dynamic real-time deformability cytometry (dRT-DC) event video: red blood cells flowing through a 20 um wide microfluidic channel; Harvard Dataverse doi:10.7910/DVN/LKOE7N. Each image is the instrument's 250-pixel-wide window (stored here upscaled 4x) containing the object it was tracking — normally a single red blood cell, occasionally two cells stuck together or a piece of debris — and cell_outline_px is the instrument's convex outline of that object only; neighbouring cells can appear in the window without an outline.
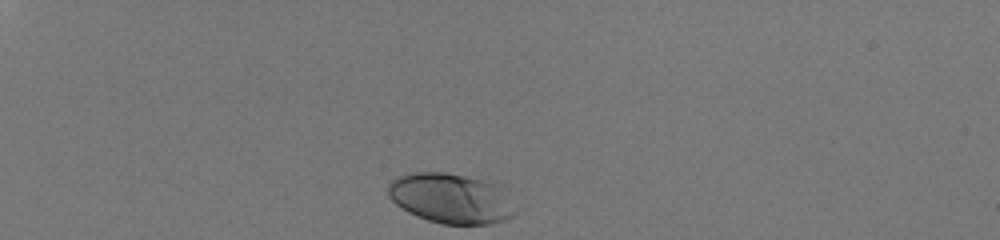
{"species": "human", "species_latin": "Homo sapiens", "temperature_condition": "room temperature", "stored_images_in_passage": 33, "camera_frame_rate_fps": 3000, "um_per_image_px": 0.085, "donor": {"sex": "male"}, "frame": {"image": 1, "passage_image": 1, "time_ms": 0.0, "image_size_px": [1000, 240], "cell_outline_px": [[516, 212], [512, 216], [504, 220], [488, 224], [440, 224], [428, 220], [408, 212], [396, 204], [388, 196], [388, 184], [392, 180], [400, 176], [416, 172], [444, 172], [480, 180], [496, 188]], "centroid_in_image_um": [38.2, 16.89], "position_along_channel_um": 46.8, "area_um2": 35.78}}
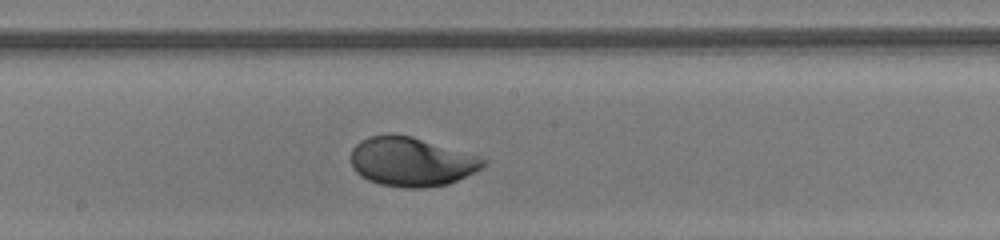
{"frame": {"image": 2, "passage_image": 19, "time_ms": 6.0, "image_size_px": [1000, 240], "cell_outline_px": [[488, 160], [484, 168], [448, 184], [424, 188], [404, 188], [380, 184], [368, 180], [360, 176], [352, 168], [352, 148], [360, 140], [368, 136], [412, 136], [480, 156]], "centroid_in_image_um": [35.0, 13.77], "position_along_channel_um": 213.2, "area_um2": 37.8}}
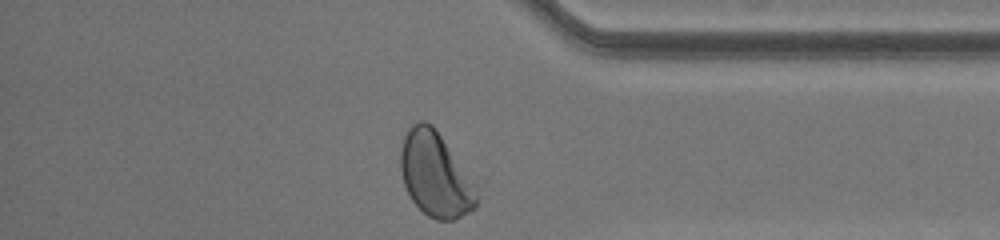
{"frame": {"image": 3, "passage_image": 33, "time_ms": 10.667, "image_size_px": [1000, 240], "cell_outline_px": [[476, 208], [452, 220], [436, 220], [428, 216], [412, 200], [404, 184], [400, 168], [400, 148], [404, 136], [408, 128], [412, 124], [420, 120], [424, 120], [432, 124], [476, 180]], "centroid_in_image_um": [37.02, 14.8], "position_along_channel_um": 398.2, "area_um2": 37.92}, "authors_computed_cell_mechanics": {"area_um2": 36.703, "velocity_mm_per_s": 4.0476, "shape_relaxation_time_tau1_ms": 2.2387, "shape_relaxation_time_tau2_ms": null, "deformation_change_tau1": 0.1491, "deformation_change_tau2": null}}